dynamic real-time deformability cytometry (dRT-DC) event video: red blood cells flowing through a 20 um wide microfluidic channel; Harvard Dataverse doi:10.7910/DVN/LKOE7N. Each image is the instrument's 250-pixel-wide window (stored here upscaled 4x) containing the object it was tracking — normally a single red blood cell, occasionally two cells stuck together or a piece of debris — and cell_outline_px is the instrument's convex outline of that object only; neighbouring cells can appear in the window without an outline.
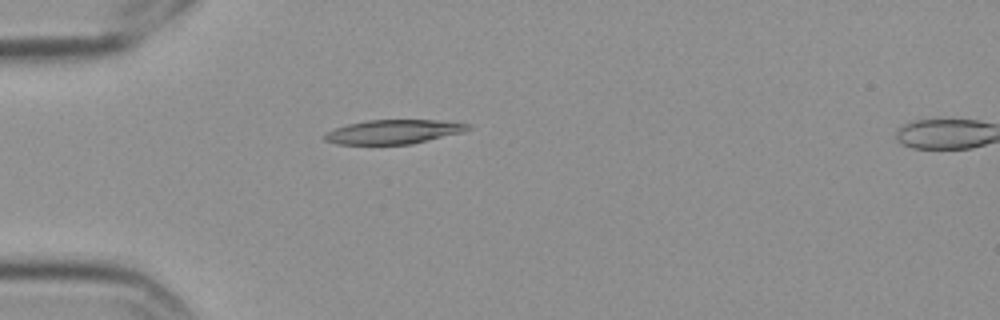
{"species": "Egyptian fruit bat (a non-hibernating species)", "species_latin": "Rousettus aegyptiacus", "temperature_condition": "cold", "stored_images_in_passage": 2, "camera_frame_rate_fps": 3000, "um_per_image_px": 0.085, "frame": {"image": 1, "passage_image": 1, "time_ms": 0.0, "image_size_px": [1000, 320], "cell_outline_px": [[472, 128], [464, 132], [412, 144], [336, 144], [324, 140], [324, 136], [328, 132], [336, 128], [348, 124], [368, 120], [436, 120], [472, 124]], "centroid_in_image_um": [33.5, 11.2], "position_along_channel_um": 51.5, "area_um2": 20.11}}